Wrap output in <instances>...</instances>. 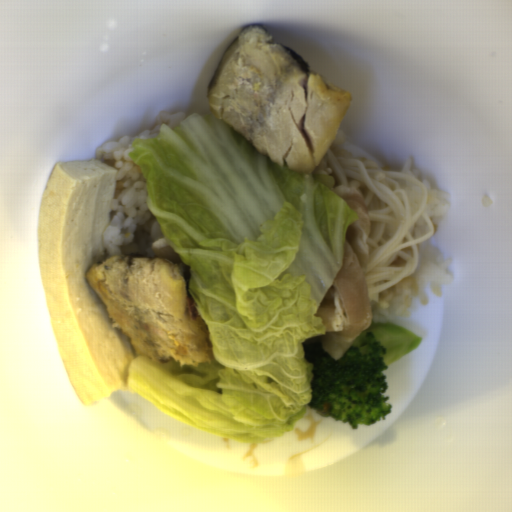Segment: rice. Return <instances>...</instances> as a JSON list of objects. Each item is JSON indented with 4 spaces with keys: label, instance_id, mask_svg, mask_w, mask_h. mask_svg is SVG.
I'll return each mask as SVG.
<instances>
[{
    "label": "rice",
    "instance_id": "1",
    "mask_svg": "<svg viewBox=\"0 0 512 512\" xmlns=\"http://www.w3.org/2000/svg\"><path fill=\"white\" fill-rule=\"evenodd\" d=\"M186 112L162 111L158 124L135 136H124L99 146L94 159H101L117 170L110 204L108 225L102 234L103 260L109 256H153L154 241L166 237L160 223L147 205L146 181L129 152L138 138H155L163 125L174 128L186 119ZM154 257V256H153Z\"/></svg>",
    "mask_w": 512,
    "mask_h": 512
},
{
    "label": "rice",
    "instance_id": "2",
    "mask_svg": "<svg viewBox=\"0 0 512 512\" xmlns=\"http://www.w3.org/2000/svg\"><path fill=\"white\" fill-rule=\"evenodd\" d=\"M417 262L412 275L390 289L368 295L370 324L391 323L395 319L411 317L414 304L430 302L428 290L435 297L442 296L446 285L454 281L451 258L426 239L416 244Z\"/></svg>",
    "mask_w": 512,
    "mask_h": 512
},
{
    "label": "rice",
    "instance_id": "3",
    "mask_svg": "<svg viewBox=\"0 0 512 512\" xmlns=\"http://www.w3.org/2000/svg\"><path fill=\"white\" fill-rule=\"evenodd\" d=\"M398 172L414 176L425 185L429 193L426 205L427 214L433 226L442 222L449 210L451 193L433 188L430 180L421 173L411 158L404 162Z\"/></svg>",
    "mask_w": 512,
    "mask_h": 512
},
{
    "label": "rice",
    "instance_id": "4",
    "mask_svg": "<svg viewBox=\"0 0 512 512\" xmlns=\"http://www.w3.org/2000/svg\"><path fill=\"white\" fill-rule=\"evenodd\" d=\"M333 157H346L353 159L351 151L348 149L345 143L344 133L338 129L334 140L328 149Z\"/></svg>",
    "mask_w": 512,
    "mask_h": 512
}]
</instances>
